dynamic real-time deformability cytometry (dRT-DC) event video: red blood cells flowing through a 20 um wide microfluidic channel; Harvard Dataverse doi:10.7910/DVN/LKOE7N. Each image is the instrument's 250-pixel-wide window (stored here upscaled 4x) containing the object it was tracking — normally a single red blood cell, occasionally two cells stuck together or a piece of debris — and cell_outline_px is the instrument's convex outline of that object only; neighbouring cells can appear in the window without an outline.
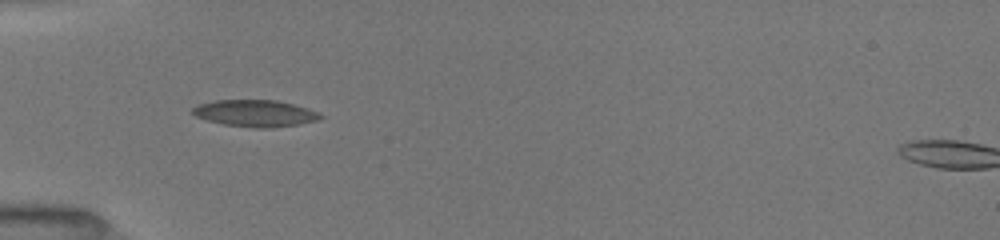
{"species": "common noctule bat (a hibernating species)", "species_latin": "Nyctalus noctula", "temperature_condition": "room temperature", "stored_images_in_passage": 35, "camera_frame_rate_fps": 3000, "um_per_image_px": 0.085, "animal": {"sex": "female", "body_mass_g": 19.5, "forearm_length_mm": 54.1}, "frame": {"image": 1, "passage_image": 1, "time_ms": 0.0, "image_size_px": [1000, 240], "cell_outline_px": [[324, 116], [316, 120], [300, 124], [272, 128], [256, 128], [224, 124], [208, 120], [196, 116], [192, 112], [192, 108], [196, 104], [216, 100], [276, 100], [308, 108], [320, 112]], "centroid_in_image_um": [21.7, 9.63], "position_along_channel_um": 63.3, "area_um2": 19.94}}
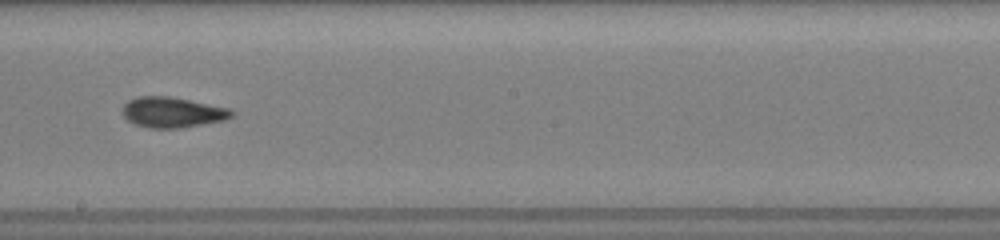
{"frame": {"image": 2, "passage_image": 14, "time_ms": 4.333, "image_size_px": [1000, 240], "cell_outline_px": [[236, 112], [232, 116], [224, 120], [180, 128], [148, 128], [136, 124], [128, 120], [120, 112], [120, 108], [128, 100], [136, 96], [168, 96], [232, 108]], "centroid_in_image_um": [14.64, 9.53], "position_along_channel_um": 233.6, "area_um2": 19.59}}
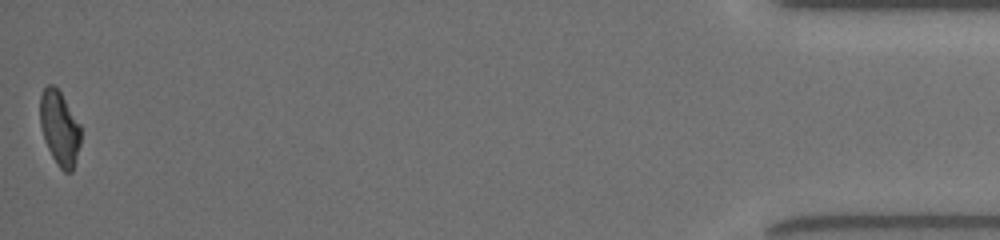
{"frame": {"image": 3, "passage_image": 35, "time_ms": 11.333, "image_size_px": [1000, 240], "cell_outline_px": [[80, 144], [72, 172], [64, 172], [56, 164], [44, 140], [40, 124], [40, 96], [44, 88], [48, 84], [52, 84], [60, 92], [80, 124]], "centroid_in_image_um": [5.05, 10.9], "position_along_channel_um": 430.1, "area_um2": 17.51}, "authors_computed_cell_mechanics": {"area_um2": 18.4382, "velocity_mm_per_s": 4.0285, "shape_relaxation_time_tau1_ms": 5.4742, "shape_relaxation_time_tau2_ms": 2.1141, "deformation_change_tau1": 0.1864, "deformation_change_tau2": 0.0922}}